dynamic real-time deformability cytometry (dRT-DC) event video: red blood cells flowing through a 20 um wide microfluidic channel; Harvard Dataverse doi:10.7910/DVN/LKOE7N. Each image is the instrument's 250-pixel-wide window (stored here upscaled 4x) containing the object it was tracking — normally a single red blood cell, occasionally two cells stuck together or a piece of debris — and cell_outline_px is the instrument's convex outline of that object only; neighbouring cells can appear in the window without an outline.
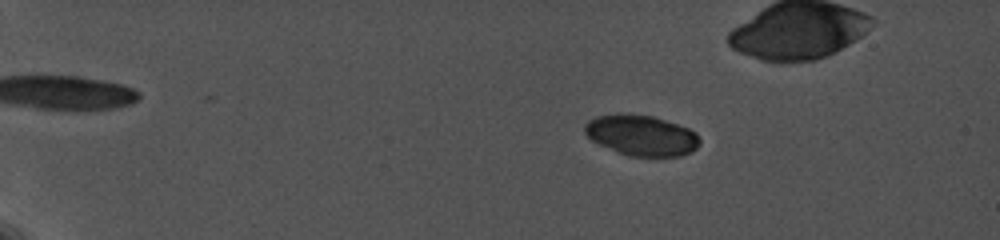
{"species": "common noctule bat (a hibernating species)", "species_latin": "Nyctalus noctula", "temperature_condition": "cold", "stored_images_in_passage": 13, "camera_frame_rate_fps": 5000, "um_per_image_px": 0.085, "animal": {"sex": "female", "body_mass_g": 19.0, "forearm_length_mm": 56.7}, "frame": {"image": 1, "passage_image": 6, "time_ms": 3.8, "image_size_px": [1000, 240], "cell_outline_px": [[700, 144], [692, 152], [680, 156], [628, 156], [600, 144], [592, 140], [584, 132], [584, 124], [588, 120], [596, 116], [620, 112], [624, 112], [652, 116], [688, 128], [696, 132], [700, 140]], "centroid_in_image_um": [54.51, 11.49], "position_along_channel_um": 30.5, "area_um2": 27.34}}